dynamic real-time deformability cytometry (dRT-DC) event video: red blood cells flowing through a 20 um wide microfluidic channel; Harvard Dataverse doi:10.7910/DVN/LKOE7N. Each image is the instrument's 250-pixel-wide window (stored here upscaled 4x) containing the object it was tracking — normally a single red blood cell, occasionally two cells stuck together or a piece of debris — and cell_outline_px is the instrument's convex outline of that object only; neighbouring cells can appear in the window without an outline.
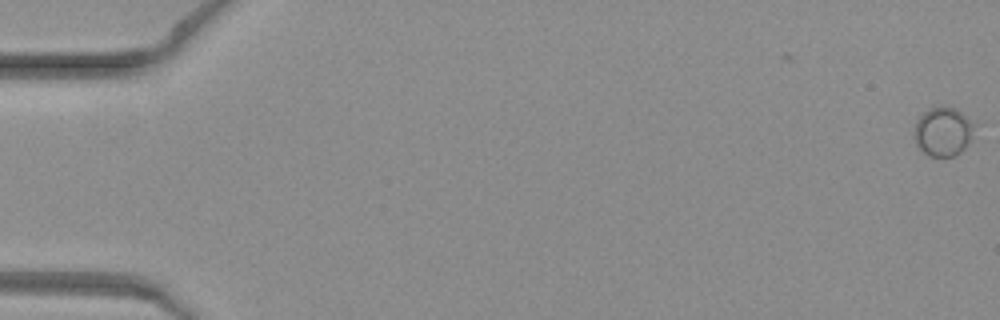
{"species": "common noctule bat (a hibernating species)", "species_latin": "Nyctalus noctula", "temperature_condition": "warm", "stored_images_in_passage": 4, "camera_frame_rate_fps": 3000, "um_per_image_px": 0.085, "animal": {"sex": "female", "body_mass_g": 19.3, "forearm_length_mm": 54.1}, "frame": {"image": 1, "passage_image": 4, "time_ms": 1.0, "image_size_px": [1000, 320], "cell_outline_px": [[976, 124], [964, 148], [960, 152], [952, 156], [932, 156], [924, 152], [916, 144], [916, 120], [928, 108], [940, 104], [944, 104], [956, 108]], "centroid_in_image_um": [80.17, 11.12], "position_along_channel_um": 4.8, "area_um2": 16.99}}